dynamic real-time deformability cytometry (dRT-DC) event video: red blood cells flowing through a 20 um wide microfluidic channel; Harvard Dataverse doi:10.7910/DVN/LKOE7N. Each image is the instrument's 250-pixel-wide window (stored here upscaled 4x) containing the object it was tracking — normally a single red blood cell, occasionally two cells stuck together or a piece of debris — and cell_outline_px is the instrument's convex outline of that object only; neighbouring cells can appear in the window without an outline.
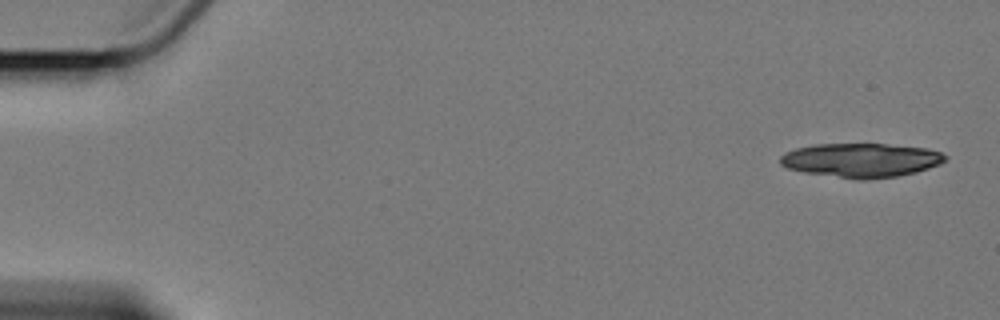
{"species": "Egyptian fruit bat (a non-hibernating species)", "species_latin": "Rousettus aegyptiacus", "temperature_condition": "cold", "stored_images_in_passage": 6, "camera_frame_rate_fps": 3000, "um_per_image_px": 0.085, "animal": {"sex": "female"}, "frame": {"image": 1, "passage_image": 1, "time_ms": 0.0, "image_size_px": [1000, 320], "cell_outline_px": [[948, 160], [940, 164], [916, 172], [896, 176], [868, 180], [860, 180], [804, 172], [788, 168], [780, 164], [780, 156], [784, 152], [796, 148], [816, 144], [884, 144], [924, 148], [940, 152], [948, 156]], "centroid_in_image_um": [73.19, 13.62], "position_along_channel_um": 11.8, "area_um2": 32.77}}
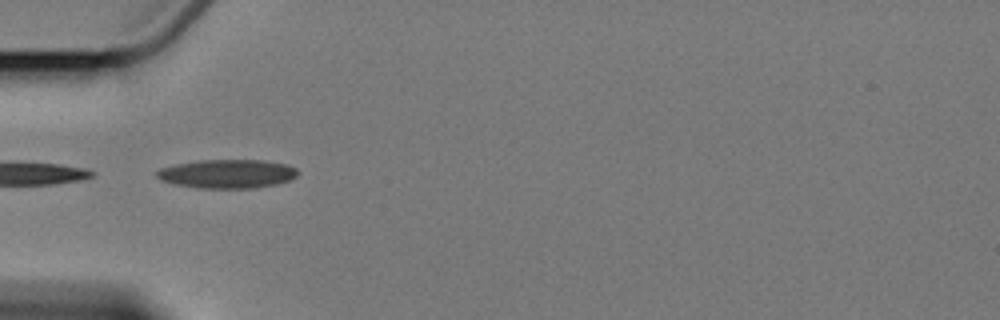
{"frame": {"image": 2, "passage_image": 5, "time_ms": 5.667, "image_size_px": [1000, 320], "cell_outline_px": [[300, 172], [292, 180], [276, 184], [252, 188], [196, 188], [176, 184], [160, 180], [156, 176], [156, 172], [160, 168], [176, 164], [200, 160], [264, 160], [288, 164], [296, 168]], "centroid_in_image_um": [19.35, 14.77], "position_along_channel_um": 65.6, "area_um2": 23.81}}